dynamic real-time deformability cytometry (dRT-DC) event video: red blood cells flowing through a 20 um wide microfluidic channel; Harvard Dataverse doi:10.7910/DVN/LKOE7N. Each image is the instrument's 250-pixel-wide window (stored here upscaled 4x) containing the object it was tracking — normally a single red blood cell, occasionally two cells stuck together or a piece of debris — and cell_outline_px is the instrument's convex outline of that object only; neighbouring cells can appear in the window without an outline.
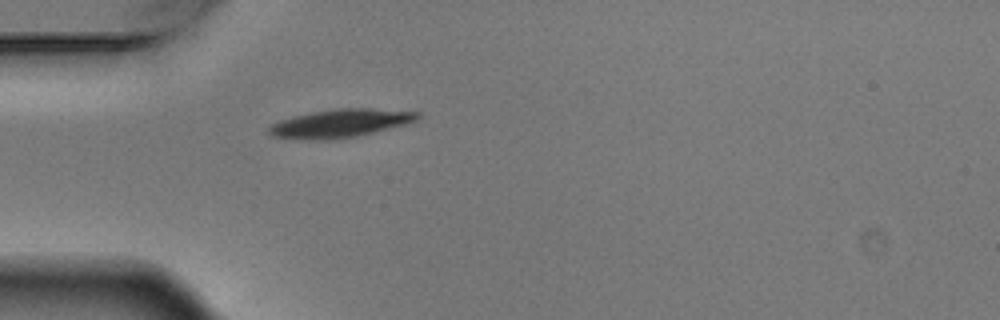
{"species": "Egyptian fruit bat (a non-hibernating species)", "species_latin": "Rousettus aegyptiacus", "temperature_condition": "warm", "stored_images_in_passage": 1, "camera_frame_rate_fps": 3000, "um_per_image_px": 0.085, "animal": {"sex": "male"}, "frame": {"image": 1, "passage_image": 1, "time_ms": 0.0, "image_size_px": [1000, 320], "cell_outline_px": [[420, 116], [416, 120], [404, 124], [356, 136], [272, 136], [268, 132], [268, 128], [272, 124], [280, 120], [292, 116], [312, 112], [336, 108], [372, 108], [420, 112]], "centroid_in_image_um": [29.02, 10.39], "position_along_channel_um": 56.0, "area_um2": 22.77}}